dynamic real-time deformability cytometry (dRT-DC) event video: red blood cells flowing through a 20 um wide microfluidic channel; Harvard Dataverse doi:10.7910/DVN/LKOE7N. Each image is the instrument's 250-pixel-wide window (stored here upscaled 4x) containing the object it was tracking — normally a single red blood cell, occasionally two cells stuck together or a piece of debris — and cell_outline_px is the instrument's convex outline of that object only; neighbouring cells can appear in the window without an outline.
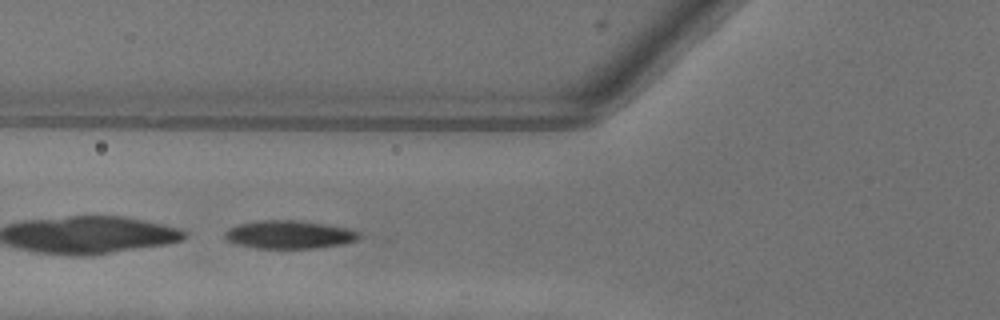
{"species": "common noctule bat (a hibernating species)", "species_latin": "Nyctalus noctula", "temperature_condition": "warm", "stored_images_in_passage": 42, "camera_frame_rate_fps": 3000, "um_per_image_px": 0.085, "animal": {"sex": "female"}, "frame": {"image": 1, "passage_image": 12, "time_ms": 3.667, "image_size_px": [1000, 320], "cell_outline_px": [[360, 236], [356, 240], [340, 244], [316, 248], [256, 248], [236, 244], [228, 240], [224, 236], [224, 232], [228, 228], [240, 224], [260, 220], [300, 220], [348, 228], [360, 232]], "centroid_in_image_um": [24.57, 19.93], "position_along_channel_um": 101.2, "area_um2": 21.91}}
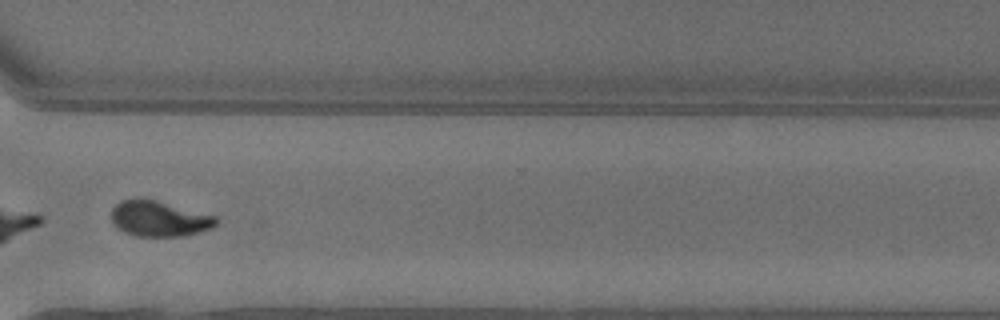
{"frame": {"image": 2, "passage_image": 31, "time_ms": 10.0, "image_size_px": [1000, 320], "cell_outline_px": [[220, 220], [212, 228], [184, 236], [136, 236], [124, 232], [112, 220], [112, 208], [120, 200], [136, 196], [216, 216]], "centroid_in_image_um": [13.52, 18.58], "position_along_channel_um": 357.1, "area_um2": 21.56}, "authors_computed_cell_mechanics": {"area_um2": 22.8599, "velocity_mm_per_s": 4.037, "shape_relaxation_time_tau1_ms": 2.6876, "shape_relaxation_time_tau2_ms": 1.4271, "deformation_change_tau1": 0.15, "deformation_change_tau2": 0.051}}